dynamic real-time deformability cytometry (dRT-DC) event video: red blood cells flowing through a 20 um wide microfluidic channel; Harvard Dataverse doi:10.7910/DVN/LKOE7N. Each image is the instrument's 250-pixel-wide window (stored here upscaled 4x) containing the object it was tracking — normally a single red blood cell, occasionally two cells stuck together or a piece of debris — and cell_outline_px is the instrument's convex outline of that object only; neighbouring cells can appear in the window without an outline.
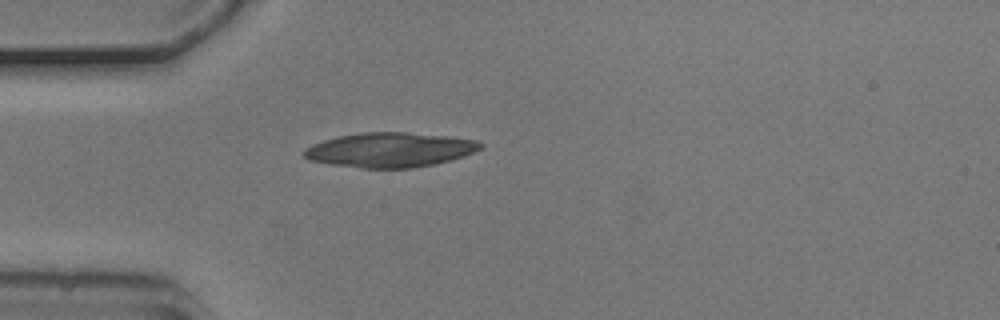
{"species": "common noctule bat (a hibernating species)", "species_latin": "Nyctalus noctula", "temperature_condition": "cold", "stored_images_in_passage": 34, "camera_frame_rate_fps": 3000, "um_per_image_px": 0.085, "animal": {"sex": "male", "body_mass_g": 20.5, "forearm_length_mm": 52.5}, "frame": {"image": 1, "passage_image": 1, "time_ms": 0.0, "image_size_px": [1000, 320], "cell_outline_px": [[484, 144], [480, 148], [464, 156], [452, 160], [412, 168], [360, 168], [332, 164], [308, 160], [304, 156], [304, 148], [312, 144], [324, 140], [340, 136], [364, 132], [404, 132], [448, 136], [476, 140]], "centroid_in_image_um": [33.14, 12.74], "position_along_channel_um": 51.9, "area_um2": 35.43}}
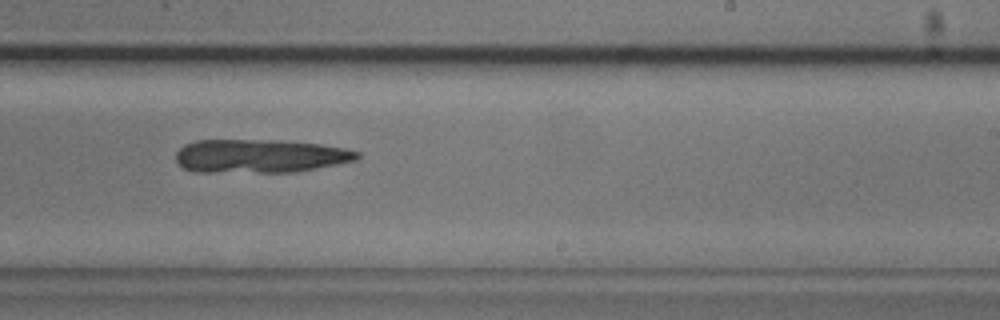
{"frame": {"image": 2, "passage_image": 19, "time_ms": 6.0, "image_size_px": [1000, 320], "cell_outline_px": [[360, 156], [356, 160], [296, 172], [196, 172], [184, 168], [176, 164], [176, 152], [184, 144], [196, 140], [276, 140], [320, 144], [344, 148], [360, 152]], "centroid_in_image_um": [22.05, 13.26], "position_along_channel_um": 266.9, "area_um2": 35.55}}
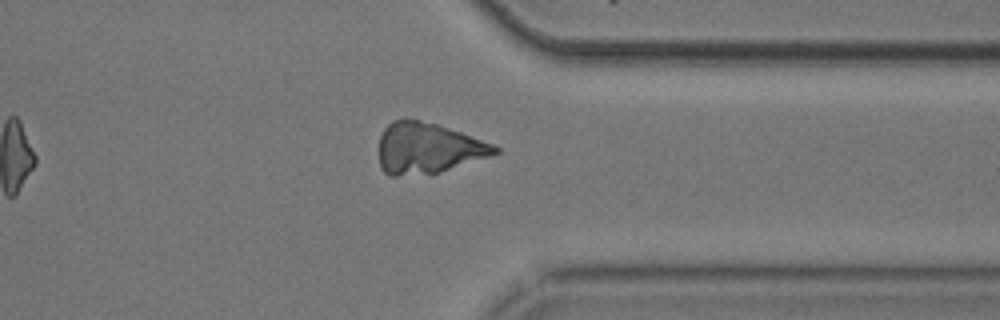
{"frame": {"image": 3, "passage_image": 28, "time_ms": 9.0, "image_size_px": [1000, 320], "cell_outline_px": [[500, 152], [440, 172], [396, 176], [388, 176], [380, 168], [380, 136], [384, 128], [392, 120], [420, 120], [436, 124], [460, 132], [492, 144], [500, 148]], "centroid_in_image_um": [36.33, 12.6], "position_along_channel_um": 375.1, "area_um2": 33.76}}